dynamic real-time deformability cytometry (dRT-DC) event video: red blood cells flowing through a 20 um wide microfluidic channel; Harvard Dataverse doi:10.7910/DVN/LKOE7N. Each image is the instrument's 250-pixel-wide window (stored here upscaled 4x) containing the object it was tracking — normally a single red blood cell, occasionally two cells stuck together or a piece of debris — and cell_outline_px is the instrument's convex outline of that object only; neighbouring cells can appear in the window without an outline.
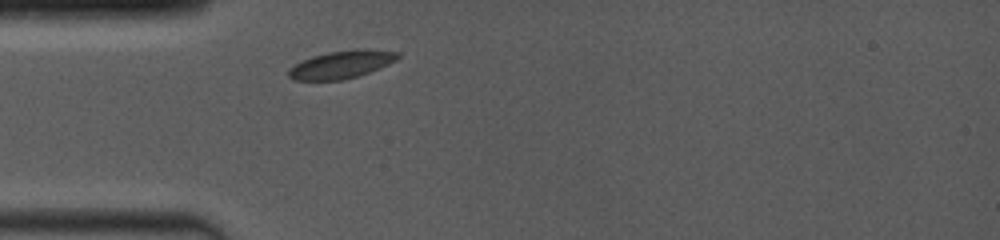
{"species": "common noctule bat (a hibernating species)", "species_latin": "Nyctalus noctula", "temperature_condition": "room temperature", "stored_images_in_passage": 1, "camera_frame_rate_fps": 4000, "um_per_image_px": 0.085, "animal": {"sex": "female", "body_mass_g": 19.0, "forearm_length_mm": 53.3}, "frame": {"image": 1, "passage_image": 1, "time_ms": 0.0, "image_size_px": [1000, 240], "cell_outline_px": [[400, 56], [396, 60], [388, 64], [368, 72], [344, 80], [292, 80], [288, 76], [288, 68], [312, 56], [328, 52], [364, 48], [400, 52]], "centroid_in_image_um": [29.02, 5.48], "position_along_channel_um": 56.0, "area_um2": 17.57}}